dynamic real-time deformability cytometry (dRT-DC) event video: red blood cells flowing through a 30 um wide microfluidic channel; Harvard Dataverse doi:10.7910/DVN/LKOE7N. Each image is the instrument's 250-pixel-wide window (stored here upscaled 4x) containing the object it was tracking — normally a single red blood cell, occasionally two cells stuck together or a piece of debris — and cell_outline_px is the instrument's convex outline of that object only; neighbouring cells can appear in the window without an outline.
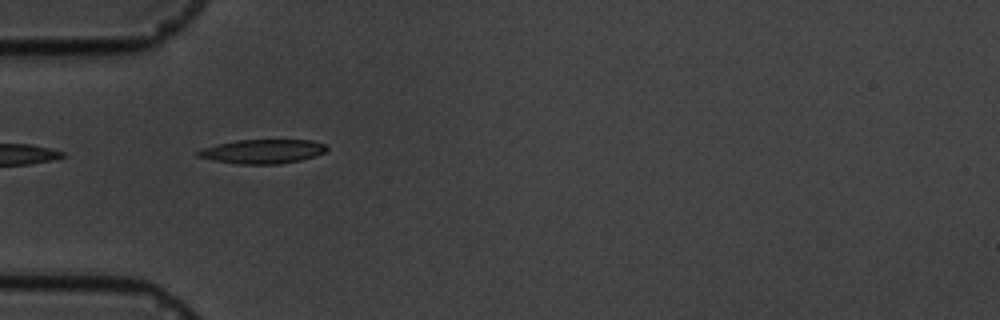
{"species": "common noctule bat (a hibernating species)", "species_latin": "Nyctalus noctula", "temperature_condition": "cold", "stored_images_in_passage": 7, "camera_frame_rate_fps": 3000, "um_per_image_px": 0.085, "animal": {"sex": "male", "body_mass_g": 19.5, "forearm_length_mm": 54.6}, "frame": {"image": 1, "passage_image": 6, "time_ms": 6.667, "image_size_px": [1000, 320], "cell_outline_px": [[328, 148], [324, 152], [300, 160], [276, 164], [240, 164], [212, 160], [196, 156], [196, 152], [204, 148], [216, 144], [236, 140], [312, 140], [324, 144]], "centroid_in_image_um": [22.28, 12.86], "position_along_channel_um": 62.7, "area_um2": 17.92}}